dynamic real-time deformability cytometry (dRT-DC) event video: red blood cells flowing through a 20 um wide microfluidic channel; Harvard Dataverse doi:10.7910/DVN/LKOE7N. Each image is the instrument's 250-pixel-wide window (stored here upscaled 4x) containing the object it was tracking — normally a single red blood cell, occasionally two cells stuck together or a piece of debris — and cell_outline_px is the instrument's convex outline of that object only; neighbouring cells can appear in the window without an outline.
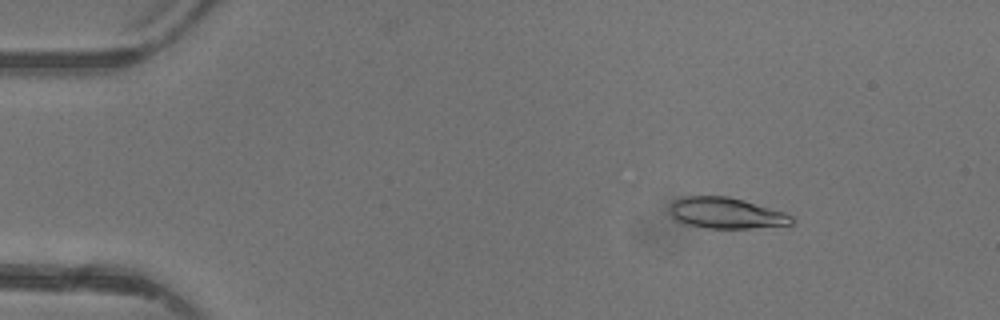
{"species": "common noctule bat (a hibernating species)", "species_latin": "Nyctalus noctula", "temperature_condition": "warm", "stored_images_in_passage": 4, "camera_frame_rate_fps": 3000, "um_per_image_px": 0.085, "animal": {"sex": "female"}, "frame": {"image": 1, "passage_image": 2, "time_ms": 1.333, "image_size_px": [1000, 320], "cell_outline_px": [[792, 224], [752, 228], [708, 228], [684, 224], [676, 220], [672, 216], [672, 204], [676, 200], [684, 196], [728, 196], [744, 200], [784, 212], [792, 216]], "centroid_in_image_um": [61.73, 18.11], "position_along_channel_um": 23.3, "area_um2": 21.73}}